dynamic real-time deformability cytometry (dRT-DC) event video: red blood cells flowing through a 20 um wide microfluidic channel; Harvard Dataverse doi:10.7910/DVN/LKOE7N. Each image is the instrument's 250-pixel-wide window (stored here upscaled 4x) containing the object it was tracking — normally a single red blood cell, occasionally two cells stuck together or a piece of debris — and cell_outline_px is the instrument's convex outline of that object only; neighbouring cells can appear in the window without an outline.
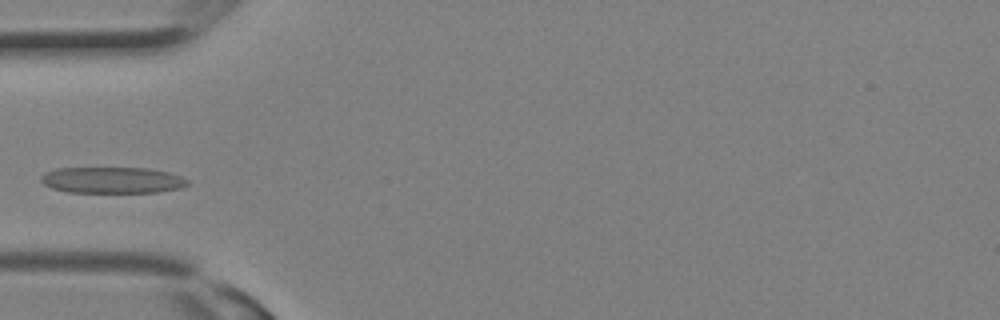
{"species": "Egyptian fruit bat (a non-hibernating species)", "species_latin": "Rousettus aegyptiacus", "temperature_condition": "room temperature", "stored_images_in_passage": 5, "camera_frame_rate_fps": 3000, "um_per_image_px": 0.085, "animal": {"sex": "female"}, "frame": {"image": 1, "passage_image": 4, "time_ms": 1.0, "image_size_px": [1000, 320], "cell_outline_px": [[188, 184], [180, 188], [156, 192], [68, 192], [52, 188], [44, 184], [40, 180], [40, 176], [44, 172], [56, 168], [148, 168], [168, 172], [180, 176], [188, 180]], "centroid_in_image_um": [9.5, 15.3], "position_along_channel_um": 75.5, "area_um2": 22.37}}